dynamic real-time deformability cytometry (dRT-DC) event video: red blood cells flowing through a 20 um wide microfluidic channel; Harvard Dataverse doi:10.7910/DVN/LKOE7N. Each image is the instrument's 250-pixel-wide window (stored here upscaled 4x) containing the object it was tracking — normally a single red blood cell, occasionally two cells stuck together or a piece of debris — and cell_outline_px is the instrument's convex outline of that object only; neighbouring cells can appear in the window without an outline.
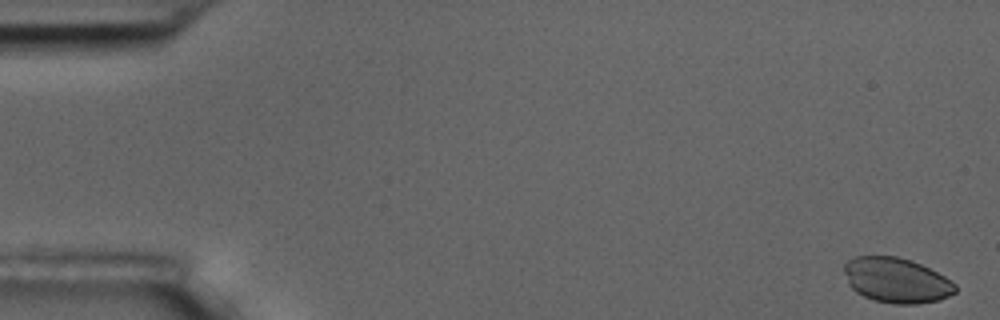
{"species": "common noctule bat (a hibernating species)", "species_latin": "Nyctalus noctula", "temperature_condition": "room temperature", "stored_images_in_passage": 5, "camera_frame_rate_fps": 3000, "um_per_image_px": 0.085, "animal": {"sex": "male", "body_mass_g": 17.5, "forearm_length_mm": 52.3}, "frame": {"image": 1, "passage_image": 1, "time_ms": 0.0, "image_size_px": [1000, 320], "cell_outline_px": [[956, 292], [940, 300], [916, 304], [892, 304], [872, 300], [856, 292], [848, 284], [844, 272], [844, 264], [848, 260], [856, 256], [896, 256], [912, 260], [944, 276], [956, 284]], "centroid_in_image_um": [76.18, 23.83], "position_along_channel_um": 8.8, "area_um2": 29.3}}
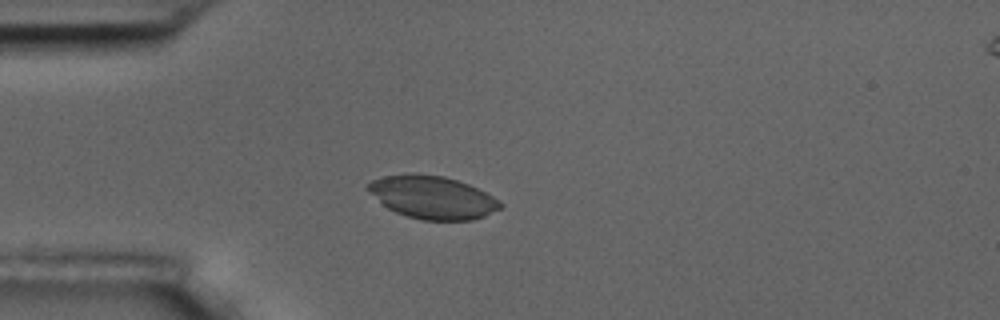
{"frame": {"image": 2, "passage_image": 5, "time_ms": 4.667, "image_size_px": [1000, 320], "cell_outline_px": [[504, 204], [500, 208], [484, 216], [472, 220], [424, 220], [408, 216], [396, 212], [388, 208], [364, 188], [372, 180], [384, 176], [412, 172], [444, 176], [468, 184], [500, 200]], "centroid_in_image_um": [36.74, 16.76], "position_along_channel_um": 48.3, "area_um2": 32.95}}